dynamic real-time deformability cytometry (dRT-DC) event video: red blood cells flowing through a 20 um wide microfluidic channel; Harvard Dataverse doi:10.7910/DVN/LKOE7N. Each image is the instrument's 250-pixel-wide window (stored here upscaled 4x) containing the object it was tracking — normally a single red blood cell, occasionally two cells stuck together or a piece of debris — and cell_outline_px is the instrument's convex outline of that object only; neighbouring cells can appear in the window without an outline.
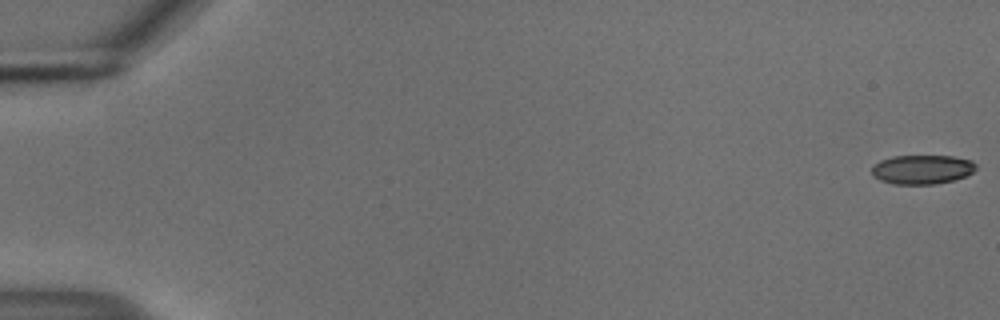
{"species": "common noctule bat (a hibernating species)", "species_latin": "Nyctalus noctula", "temperature_condition": "cold", "stored_images_in_passage": 55, "camera_frame_rate_fps": 3000, "um_per_image_px": 0.085, "animal": {"sex": "male", "body_mass_g": 18.8}, "frame": {"image": 1, "passage_image": 1, "time_ms": 0.0, "image_size_px": [1000, 320], "cell_outline_px": [[976, 168], [968, 176], [936, 184], [892, 184], [880, 180], [872, 176], [872, 164], [880, 160], [892, 156], [952, 156], [972, 160], [976, 164]], "centroid_in_image_um": [78.36, 14.4], "position_along_channel_um": 6.6, "area_um2": 17.92}}
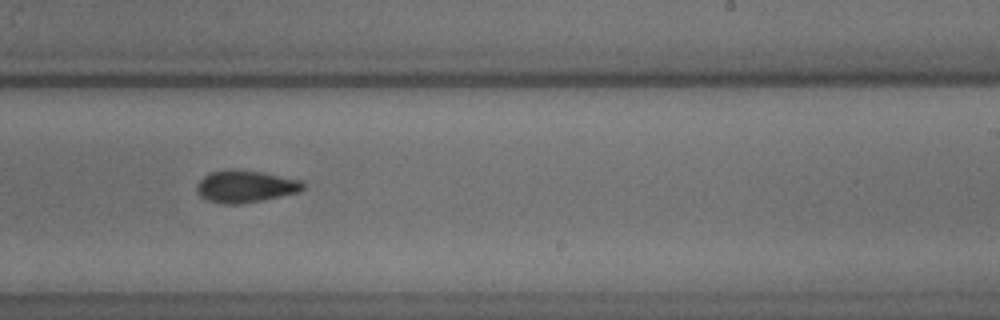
{"frame": {"image": 2, "passage_image": 35, "time_ms": 11.333, "image_size_px": [1000, 320], "cell_outline_px": [[304, 188], [300, 192], [260, 200], [236, 204], [220, 204], [208, 200], [200, 196], [196, 192], [196, 184], [208, 172], [228, 168], [232, 168], [264, 172], [304, 180]], "centroid_in_image_um": [20.85, 15.82], "position_along_channel_um": 268.2, "area_um2": 20.29}}
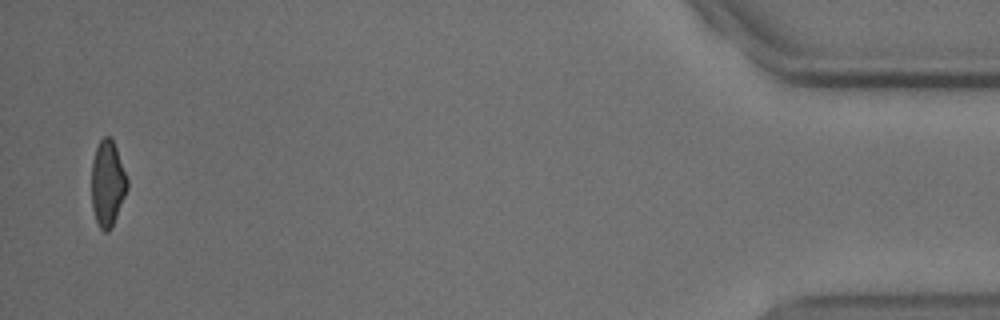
{"frame": {"image": 3, "passage_image": 54, "time_ms": 17.667, "image_size_px": [1000, 320], "cell_outline_px": [[128, 188], [112, 228], [108, 232], [104, 232], [100, 228], [96, 220], [92, 208], [92, 160], [96, 148], [100, 140], [104, 136], [108, 136], [112, 140], [116, 148], [128, 180]], "centroid_in_image_um": [9.14, 15.62], "position_along_channel_um": 426.1, "area_um2": 17.8}, "authors_computed_cell_mechanics": {"area_um2": 19.4786, "velocity_mm_per_s": 3.7436, "shape_relaxation_time_tau1_ms": 3.2727, "shape_relaxation_time_tau2_ms": 2.5399, "deformation_change_tau1": 0.124, "deformation_change_tau2": 0.0865}}